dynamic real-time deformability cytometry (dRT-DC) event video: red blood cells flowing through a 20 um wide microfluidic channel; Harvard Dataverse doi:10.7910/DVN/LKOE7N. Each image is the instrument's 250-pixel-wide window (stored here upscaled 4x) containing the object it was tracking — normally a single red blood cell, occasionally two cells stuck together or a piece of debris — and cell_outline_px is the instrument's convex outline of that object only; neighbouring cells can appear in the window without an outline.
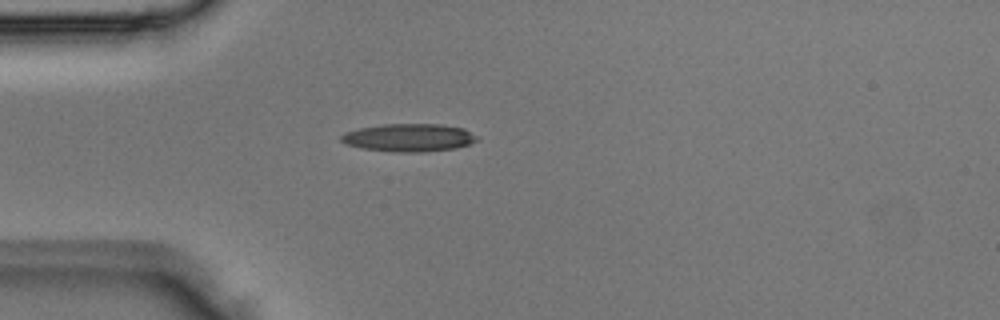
{"species": "Egyptian fruit bat (a non-hibernating species)", "species_latin": "Rousettus aegyptiacus", "temperature_condition": "room temperature", "stored_images_in_passage": 1, "camera_frame_rate_fps": 3000, "um_per_image_px": 0.085, "animal": {"sex": "male"}, "frame": {"image": 1, "passage_image": 1, "time_ms": 0.0, "image_size_px": [1000, 320], "cell_outline_px": [[480, 140], [456, 148], [420, 152], [392, 152], [360, 148], [344, 144], [340, 140], [340, 136], [344, 132], [360, 128], [384, 124], [440, 124], [464, 128], [480, 136]], "centroid_in_image_um": [34.77, 11.7], "position_along_channel_um": 50.2, "area_um2": 22.37}}